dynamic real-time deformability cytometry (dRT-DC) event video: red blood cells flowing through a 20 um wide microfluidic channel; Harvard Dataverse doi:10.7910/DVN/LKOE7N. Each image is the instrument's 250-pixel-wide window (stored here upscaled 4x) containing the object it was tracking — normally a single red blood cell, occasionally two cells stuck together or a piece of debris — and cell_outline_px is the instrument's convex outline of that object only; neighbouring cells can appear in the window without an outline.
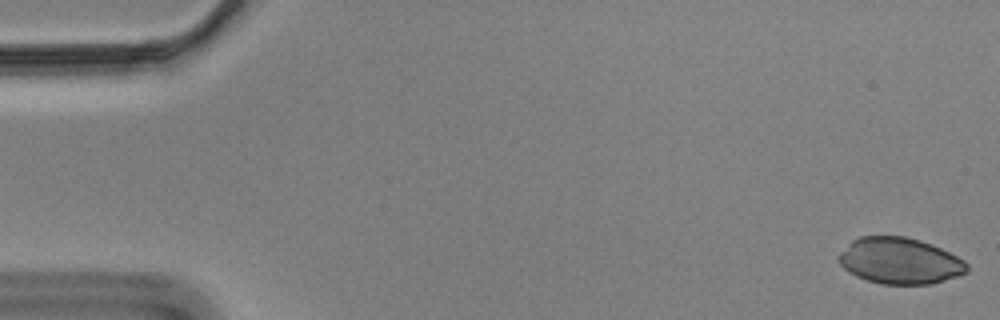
{"species": "Egyptian fruit bat (a non-hibernating species)", "species_latin": "Rousettus aegyptiacus", "temperature_condition": "cold", "stored_images_in_passage": 17, "camera_frame_rate_fps": 3000, "um_per_image_px": 0.085, "animal": {"sex": "male"}, "frame": {"image": 1, "passage_image": 1, "time_ms": 0.0, "image_size_px": [1000, 320], "cell_outline_px": [[968, 272], [932, 284], [880, 284], [856, 276], [848, 272], [840, 264], [836, 256], [852, 240], [860, 236], [904, 236], [920, 240], [932, 244], [964, 260], [968, 264]], "centroid_in_image_um": [76.46, 22.17], "position_along_channel_um": 8.5, "area_um2": 34.62}}